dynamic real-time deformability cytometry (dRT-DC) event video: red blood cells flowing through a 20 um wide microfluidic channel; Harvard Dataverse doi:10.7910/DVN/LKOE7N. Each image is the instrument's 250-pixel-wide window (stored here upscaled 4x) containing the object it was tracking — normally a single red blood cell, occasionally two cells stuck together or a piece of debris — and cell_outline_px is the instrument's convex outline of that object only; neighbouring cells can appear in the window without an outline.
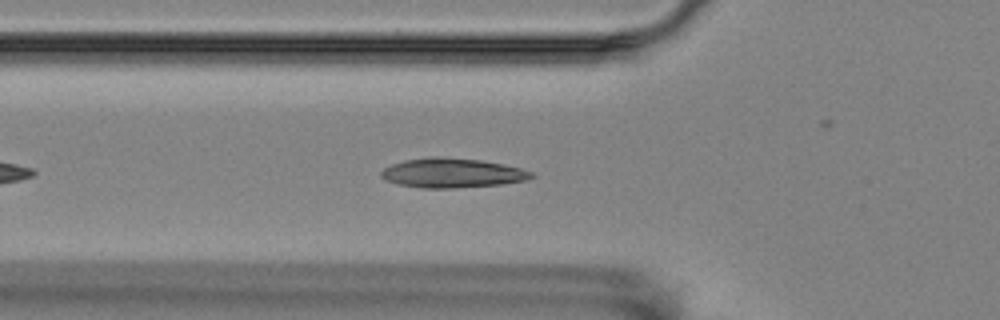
{"species": "Egyptian fruit bat (a non-hibernating species)", "species_latin": "Rousettus aegyptiacus", "temperature_condition": "room temperature", "stored_images_in_passage": 16, "camera_frame_rate_fps": 3000, "um_per_image_px": 0.085, "animal": {"sex": "female"}, "frame": {"image": 1, "passage_image": 2, "time_ms": 0.333, "image_size_px": [1000, 320], "cell_outline_px": [[536, 176], [528, 180], [500, 184], [456, 188], [420, 188], [396, 184], [384, 180], [380, 176], [380, 172], [384, 168], [392, 164], [404, 160], [432, 156], [436, 156], [480, 160], [504, 164], [520, 168], [532, 172]], "centroid_in_image_um": [38.41, 14.71], "position_along_channel_um": 87.4, "area_um2": 26.01}}
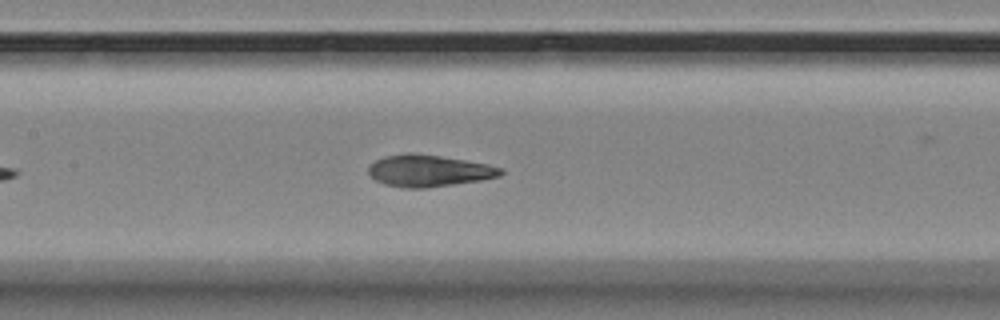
{"frame": {"image": 2, "passage_image": 9, "time_ms": 2.667, "image_size_px": [1000, 320], "cell_outline_px": [[504, 172], [500, 176], [480, 180], [424, 188], [404, 188], [384, 184], [376, 180], [368, 172], [368, 168], [376, 160], [384, 156], [408, 152], [440, 156], [488, 164], [500, 168]], "centroid_in_image_um": [36.43, 14.51], "position_along_channel_um": 171.0, "area_um2": 24.22}}
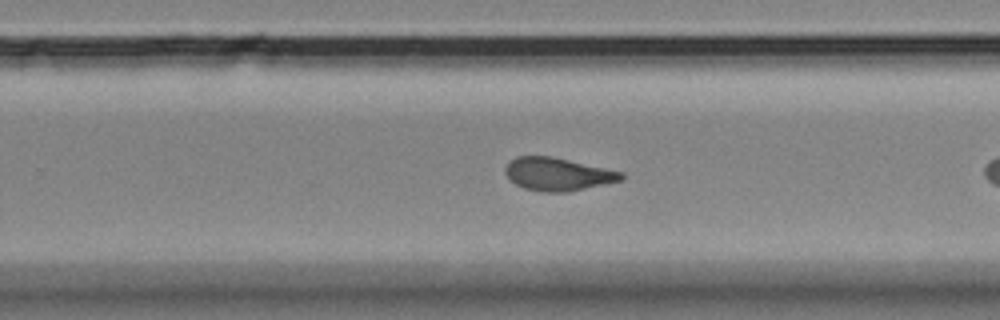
{"frame": {"image": 3, "passage_image": 15, "time_ms": 4.667, "image_size_px": [1000, 320], "cell_outline_px": [[624, 180], [568, 192], [540, 192], [524, 188], [508, 180], [504, 172], [504, 168], [516, 156], [552, 156], [624, 172]], "centroid_in_image_um": [47.41, 14.81], "position_along_channel_um": 282.4, "area_um2": 22.48}}